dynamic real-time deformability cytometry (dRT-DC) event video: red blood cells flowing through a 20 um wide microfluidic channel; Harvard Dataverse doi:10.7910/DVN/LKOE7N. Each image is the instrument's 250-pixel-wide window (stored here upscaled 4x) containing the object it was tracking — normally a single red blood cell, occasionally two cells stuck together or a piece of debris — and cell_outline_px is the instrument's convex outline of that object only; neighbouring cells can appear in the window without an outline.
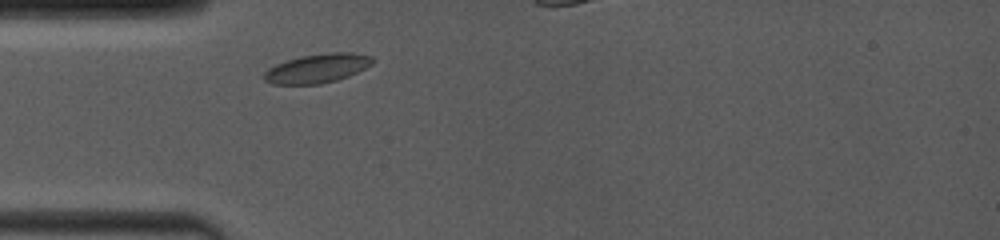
{"species": "common noctule bat (a hibernating species)", "species_latin": "Nyctalus noctula", "temperature_condition": "room temperature", "stored_images_in_passage": 41, "camera_frame_rate_fps": 4000, "um_per_image_px": 0.085, "animal": {"sex": "female", "body_mass_g": 19.0, "forearm_length_mm": 53.3}, "frame": {"image": 1, "passage_image": 3, "time_ms": 0.75, "image_size_px": [1000, 240], "cell_outline_px": [[376, 60], [372, 64], [348, 76], [336, 80], [320, 84], [272, 84], [264, 80], [264, 72], [268, 68], [276, 64], [300, 56], [328, 52], [352, 52], [372, 56]], "centroid_in_image_um": [26.98, 5.8], "position_along_channel_um": 58.0, "area_um2": 18.38}}
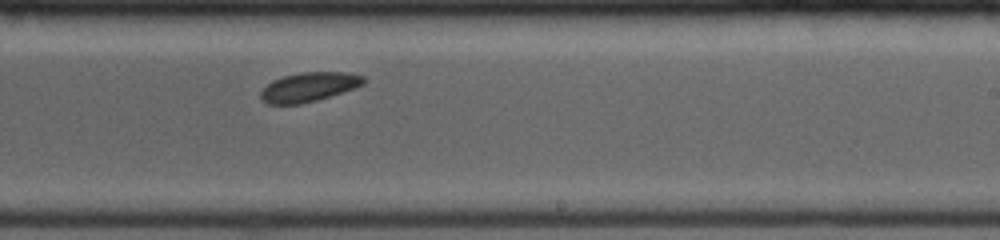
{"frame": {"image": 2, "passage_image": 23, "time_ms": 6.0, "image_size_px": [1000, 240], "cell_outline_px": [[364, 84], [316, 100], [300, 104], [268, 104], [260, 100], [260, 92], [272, 80], [284, 76], [300, 72], [344, 72], [364, 76]], "centroid_in_image_um": [26.2, 7.39], "position_along_channel_um": 262.8, "area_um2": 17.28}}
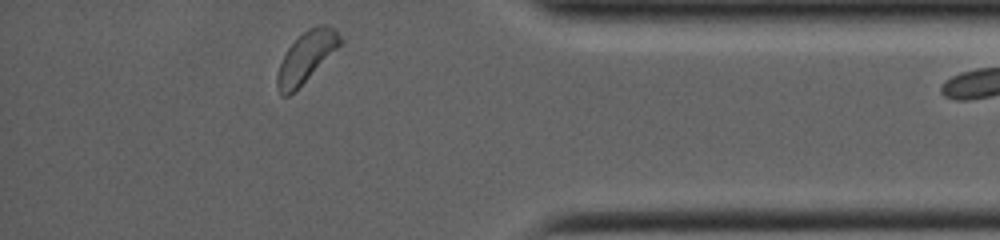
{"frame": {"image": 3, "passage_image": 39, "time_ms": 10.0, "image_size_px": [1000, 240], "cell_outline_px": [[344, 40], [288, 96], [280, 96], [276, 88], [276, 76], [280, 64], [288, 48], [308, 28], [320, 24], [324, 24], [332, 28]], "centroid_in_image_um": [25.98, 4.84], "position_along_channel_um": 409.2, "area_um2": 17.57}}